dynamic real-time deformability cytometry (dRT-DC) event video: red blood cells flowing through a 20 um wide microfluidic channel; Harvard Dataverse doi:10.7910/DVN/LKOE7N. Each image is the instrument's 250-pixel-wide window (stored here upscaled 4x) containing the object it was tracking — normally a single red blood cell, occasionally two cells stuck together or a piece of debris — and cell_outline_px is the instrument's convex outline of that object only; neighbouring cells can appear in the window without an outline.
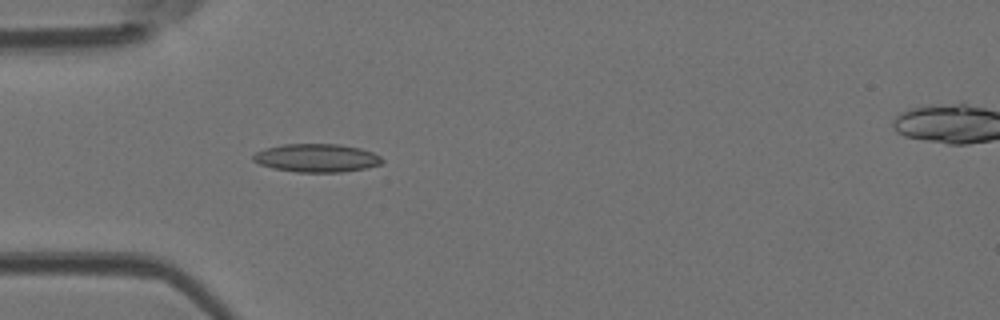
{"species": "Egyptian fruit bat (a non-hibernating species)", "species_latin": "Rousettus aegyptiacus", "temperature_condition": "room temperature", "stored_images_in_passage": 5, "camera_frame_rate_fps": 3000, "um_per_image_px": 0.085, "animal": {"sex": "female"}, "frame": {"image": 1, "passage_image": 4, "time_ms": 1.0, "image_size_px": [1000, 320], "cell_outline_px": [[384, 160], [380, 164], [364, 168], [340, 172], [296, 172], [272, 168], [260, 164], [252, 160], [252, 156], [256, 152], [264, 148], [284, 144], [340, 144], [360, 148], [372, 152], [380, 156]], "centroid_in_image_um": [26.89, 13.42], "position_along_channel_um": 58.1, "area_um2": 21.21}}